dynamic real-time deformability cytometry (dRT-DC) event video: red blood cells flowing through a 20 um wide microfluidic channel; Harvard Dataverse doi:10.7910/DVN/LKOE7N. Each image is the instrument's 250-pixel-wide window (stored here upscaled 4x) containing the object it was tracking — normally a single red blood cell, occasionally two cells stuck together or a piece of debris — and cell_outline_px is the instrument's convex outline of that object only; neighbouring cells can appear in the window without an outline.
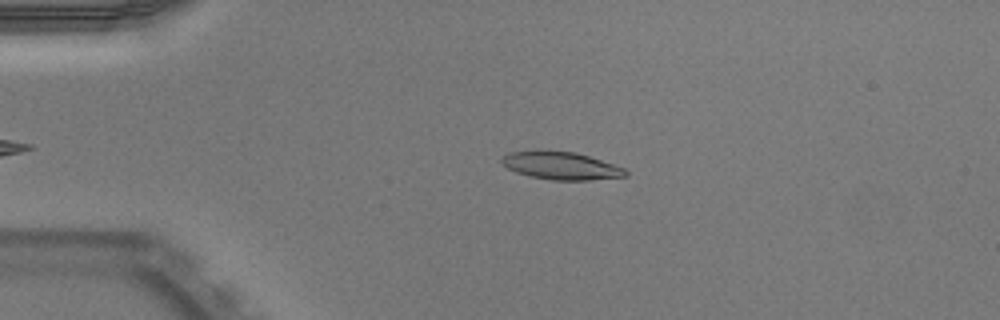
{"species": "Egyptian fruit bat (a non-hibernating species)", "species_latin": "Rousettus aegyptiacus", "temperature_condition": "warm", "stored_images_in_passage": 50, "camera_frame_rate_fps": 3000, "um_per_image_px": 0.085, "animal": {"sex": "male"}, "frame": {"image": 1, "passage_image": 11, "time_ms": 3.333, "image_size_px": [1000, 320], "cell_outline_px": [[628, 176], [588, 180], [552, 180], [532, 176], [516, 172], [508, 168], [500, 160], [504, 156], [512, 152], [576, 152], [624, 168], [628, 172]], "centroid_in_image_um": [47.74, 14.11], "position_along_channel_um": 37.3, "area_um2": 19.25}}
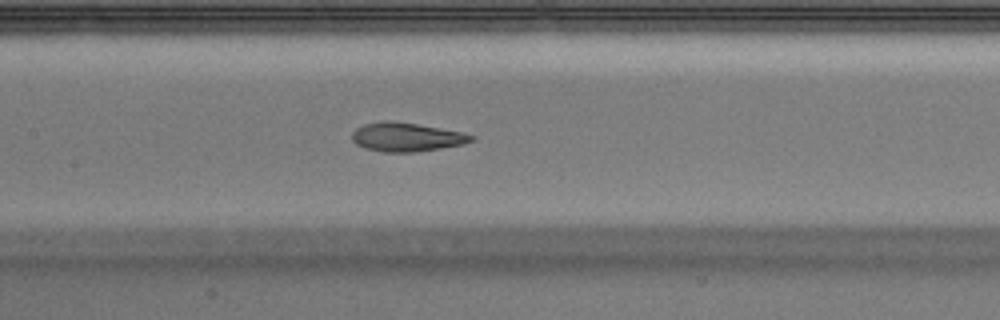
{"frame": {"image": 2, "passage_image": 24, "time_ms": 7.667, "image_size_px": [1000, 320], "cell_outline_px": [[476, 136], [472, 140], [464, 144], [440, 148], [412, 152], [384, 152], [364, 148], [356, 144], [352, 140], [352, 132], [356, 128], [364, 124], [384, 120], [392, 120], [464, 132]], "centroid_in_image_um": [34.53, 11.64], "position_along_channel_um": 172.9, "area_um2": 20.06}}
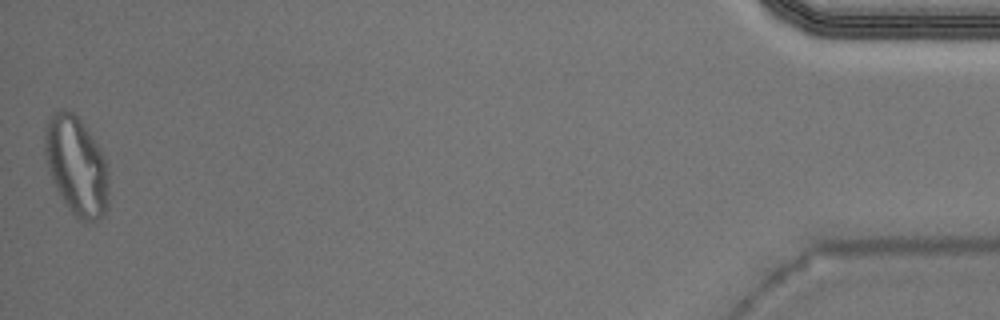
{"frame": {"image": 3, "passage_image": 50, "time_ms": 16.333, "image_size_px": [1000, 320], "cell_outline_px": [[108, 208], [92, 224], [80, 220], [72, 212], [56, 188], [52, 180], [48, 168], [44, 152], [44, 132], [48, 120], [56, 112], [64, 108], [72, 112], [80, 120], [100, 148], [104, 156], [108, 172]], "centroid_in_image_um": [6.5, 14.11], "position_along_channel_um": 428.7, "area_um2": 36.53}, "authors_computed_cell_mechanics": {"area_um2": 20.1144, "velocity_mm_per_s": 3.9862, "shape_relaxation_time_tau1_ms": 9.1849, "shape_relaxation_time_tau2_ms": 1.8628, "deformation_change_tau1": 0.2901, "deformation_change_tau2": 0.0918}}